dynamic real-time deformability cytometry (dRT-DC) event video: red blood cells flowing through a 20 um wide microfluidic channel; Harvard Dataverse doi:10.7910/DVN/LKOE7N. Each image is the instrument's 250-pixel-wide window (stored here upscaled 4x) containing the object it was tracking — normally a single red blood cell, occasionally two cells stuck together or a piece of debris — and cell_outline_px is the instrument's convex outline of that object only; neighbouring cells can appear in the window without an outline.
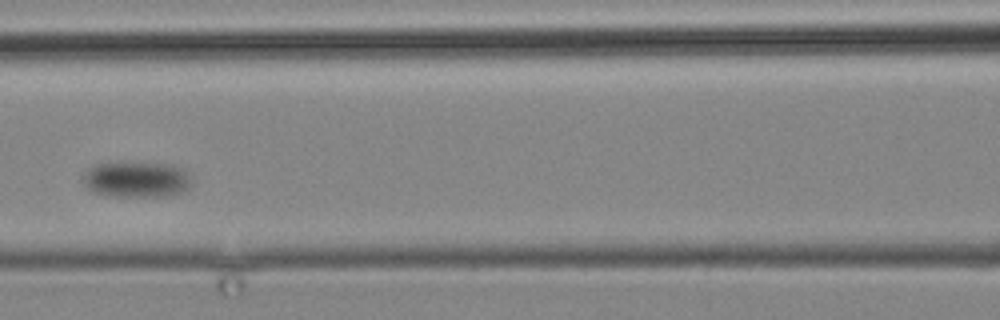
{"species": "common noctule bat (a hibernating species)", "species_latin": "Nyctalus noctula", "temperature_condition": "cold", "stored_images_in_passage": 8, "camera_frame_rate_fps": 3000, "um_per_image_px": 0.085, "animal": {"sex": "male", "body_mass_g": 19.2, "forearm_length_mm": 51.8}, "frame": {"image": 1, "passage_image": 4, "time_ms": 5.0, "image_size_px": [1000, 320], "cell_outline_px": [[192, 184], [184, 192], [164, 196], [108, 196], [92, 192], [80, 180], [88, 168], [96, 164], [168, 164], [180, 168], [188, 176]], "centroid_in_image_um": [11.55, 15.29], "position_along_channel_um": 155.0, "area_um2": 22.25}}
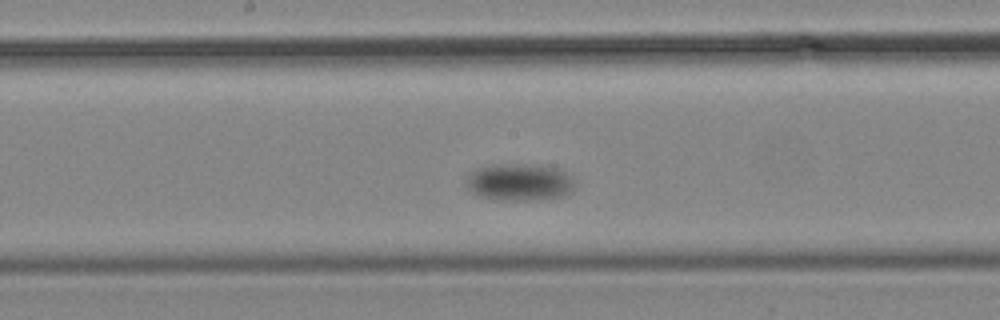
{"frame": {"image": 2, "passage_image": 6, "time_ms": 7.333, "image_size_px": [1000, 320], "cell_outline_px": [[572, 192], [564, 196], [532, 200], [496, 200], [476, 196], [468, 188], [468, 176], [472, 172], [480, 168], [492, 164], [532, 164], [560, 168], [572, 176]], "centroid_in_image_um": [44.17, 15.48], "position_along_channel_um": 204.0, "area_um2": 23.58}}
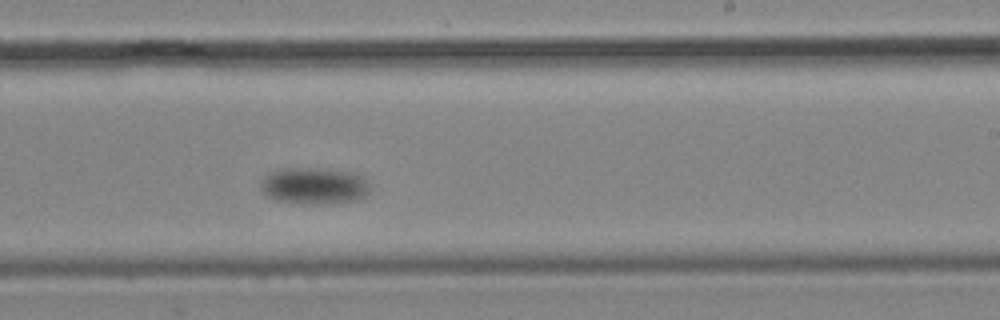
{"frame": {"image": 3, "passage_image": 8, "time_ms": 10.0, "image_size_px": [1000, 320], "cell_outline_px": [[372, 188], [364, 196], [356, 200], [320, 204], [300, 204], [276, 200], [268, 196], [264, 192], [260, 184], [260, 180], [268, 172], [280, 168], [304, 168], [352, 172], [360, 176]], "centroid_in_image_um": [26.65, 15.8], "position_along_channel_um": 262.4, "area_um2": 23.24}}